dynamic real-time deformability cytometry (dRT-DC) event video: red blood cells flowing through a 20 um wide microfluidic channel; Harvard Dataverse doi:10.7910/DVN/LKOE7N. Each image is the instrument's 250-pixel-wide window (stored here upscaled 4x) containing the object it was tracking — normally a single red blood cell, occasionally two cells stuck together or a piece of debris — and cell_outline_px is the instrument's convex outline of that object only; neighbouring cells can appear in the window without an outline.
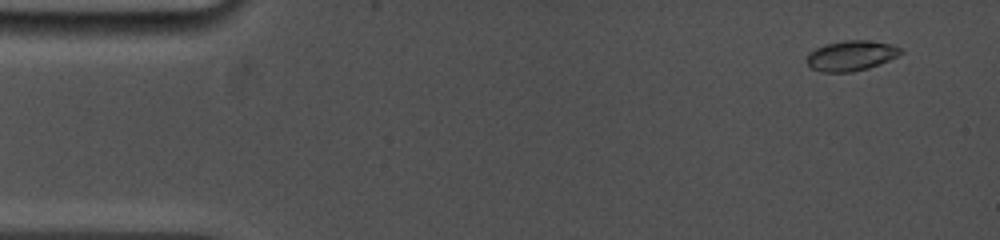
{"species": "common noctule bat (a hibernating species)", "species_latin": "Nyctalus noctula", "temperature_condition": "cold", "stored_images_in_passage": 51, "camera_frame_rate_fps": 5000, "um_per_image_px": 0.085, "animal": {"sex": "female", "body_mass_g": 19.0, "forearm_length_mm": 53.3}, "frame": {"image": 1, "passage_image": 5, "time_ms": 1.0, "image_size_px": [1000, 240], "cell_outline_px": [[904, 52], [880, 64], [868, 68], [852, 72], [824, 72], [812, 68], [808, 64], [808, 56], [816, 48], [828, 44], [844, 40], [864, 40], [888, 44], [900, 48]], "centroid_in_image_um": [72.36, 4.74], "position_along_channel_um": 12.6, "area_um2": 16.07}}
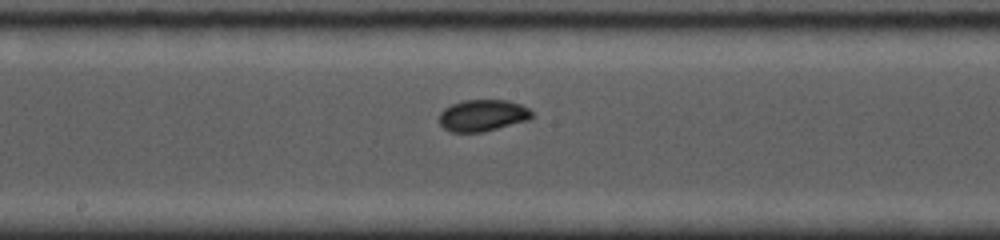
{"frame": {"image": 2, "passage_image": 25, "time_ms": 8.8, "image_size_px": [1000, 240], "cell_outline_px": [[536, 116], [528, 120], [484, 132], [452, 132], [444, 128], [440, 124], [440, 112], [444, 108], [452, 104], [464, 100], [508, 100], [520, 104], [528, 108]], "centroid_in_image_um": [41.05, 9.81], "position_along_channel_um": 207.1, "area_um2": 17.17}}
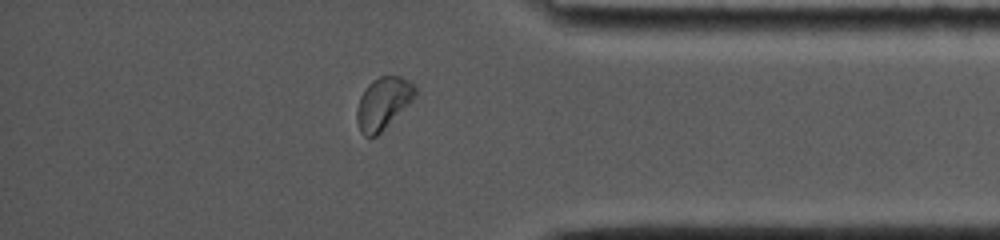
{"frame": {"image": 3, "passage_image": 45, "time_ms": 14.0, "image_size_px": [1000, 240], "cell_outline_px": [[416, 92], [412, 100], [376, 136], [364, 136], [360, 132], [356, 120], [356, 108], [360, 96], [368, 84], [372, 80], [380, 76], [400, 76], [412, 84], [416, 88]], "centroid_in_image_um": [32.51, 8.77], "position_along_channel_um": 402.7, "area_um2": 17.34}, "authors_computed_cell_mechanics": {"area_um2": 16.5308, "velocity_mm_per_s": 3.8741, "shape_relaxation_time_tau1_ms": 2.2223, "shape_relaxation_time_tau2_ms": 8.0593, "deformation_change_tau1": 0.111, "deformation_change_tau2": 0.0738}}